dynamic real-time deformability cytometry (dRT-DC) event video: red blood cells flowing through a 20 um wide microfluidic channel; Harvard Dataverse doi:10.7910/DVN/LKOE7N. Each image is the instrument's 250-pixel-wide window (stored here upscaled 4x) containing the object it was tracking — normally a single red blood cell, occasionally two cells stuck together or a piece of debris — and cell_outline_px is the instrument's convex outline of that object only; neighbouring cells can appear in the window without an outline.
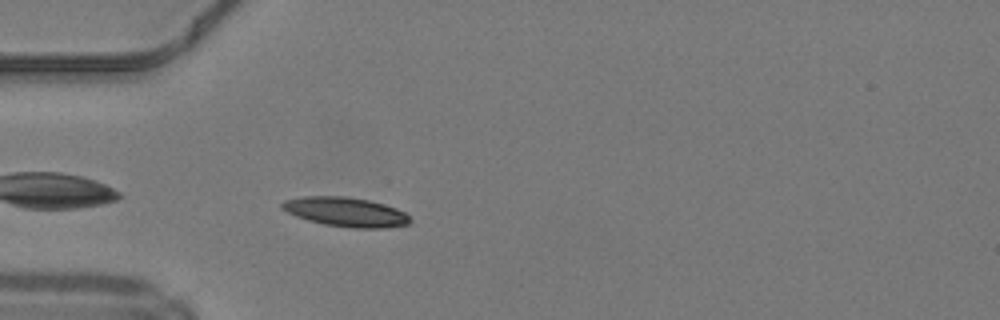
{"species": "common noctule bat (a hibernating species)", "species_latin": "Nyctalus noctula", "temperature_condition": "warm", "stored_images_in_passage": 36, "camera_frame_rate_fps": 3000, "um_per_image_px": 0.085, "animal": {"sex": "male", "body_mass_g": 19.2, "forearm_length_mm": 51.8}, "frame": {"image": 1, "passage_image": 2, "time_ms": 0.333, "image_size_px": [1000, 320], "cell_outline_px": [[412, 220], [408, 224], [380, 228], [352, 228], [324, 224], [308, 220], [296, 216], [280, 208], [280, 204], [284, 200], [300, 196], [344, 196], [368, 200], [384, 204], [396, 208], [404, 212]], "centroid_in_image_um": [29.35, 18.01], "position_along_channel_um": 55.6, "area_um2": 21.85}}
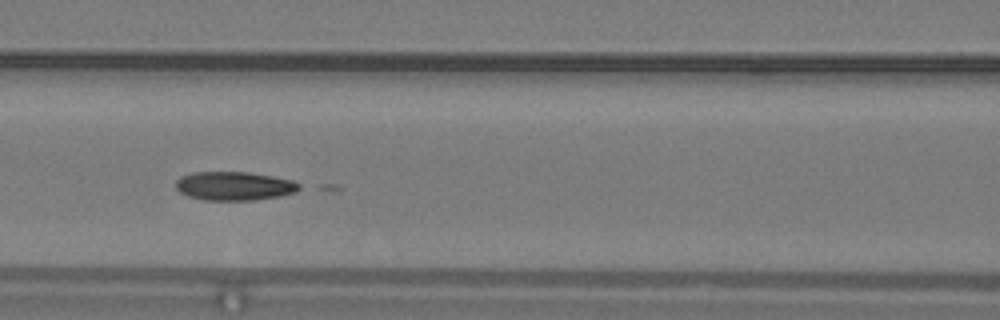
{"frame": {"image": 2, "passage_image": 9, "time_ms": 2.667, "image_size_px": [1000, 320], "cell_outline_px": [[304, 188], [296, 192], [280, 196], [256, 200], [204, 200], [188, 196], [180, 192], [176, 188], [176, 180], [180, 176], [192, 172], [248, 172], [272, 176], [292, 180], [300, 184]], "centroid_in_image_um": [19.93, 15.81], "position_along_channel_um": 146.7, "area_um2": 20.87}}
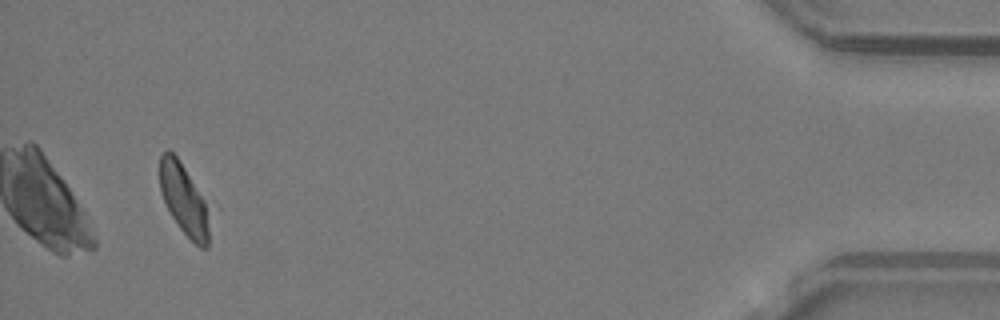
{"frame": {"image": 3, "passage_image": 34, "time_ms": 11.0, "image_size_px": [1000, 320], "cell_outline_px": [[212, 208], [208, 248], [200, 248], [180, 228], [172, 216], [160, 192], [160, 156], [168, 148], [176, 156]], "centroid_in_image_um": [15.71, 16.99], "position_along_channel_um": 419.5, "area_um2": 20.92}}